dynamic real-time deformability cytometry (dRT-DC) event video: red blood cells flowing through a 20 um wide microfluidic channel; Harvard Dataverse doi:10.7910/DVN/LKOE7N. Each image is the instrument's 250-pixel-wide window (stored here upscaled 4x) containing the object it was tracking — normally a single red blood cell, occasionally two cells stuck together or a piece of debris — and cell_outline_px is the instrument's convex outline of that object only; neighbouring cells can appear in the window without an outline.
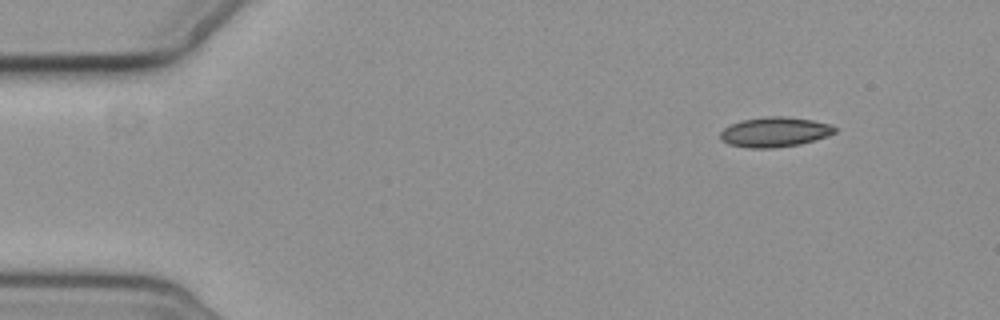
{"species": "common noctule bat (a hibernating species)", "species_latin": "Nyctalus noctula", "temperature_condition": "cold", "stored_images_in_passage": 4, "camera_frame_rate_fps": 3000, "um_per_image_px": 0.085, "animal": {"sex": "female", "body_mass_g": 19.3, "forearm_length_mm": 54.1}, "frame": {"image": 1, "passage_image": 1, "time_ms": 0.0, "image_size_px": [1000, 320], "cell_outline_px": [[836, 132], [800, 144], [772, 148], [748, 148], [728, 144], [720, 140], [720, 132], [724, 128], [740, 120], [764, 116], [784, 116], [812, 120], [832, 124], [836, 128]], "centroid_in_image_um": [65.81, 11.21], "position_along_channel_um": 19.2, "area_um2": 19.94}}
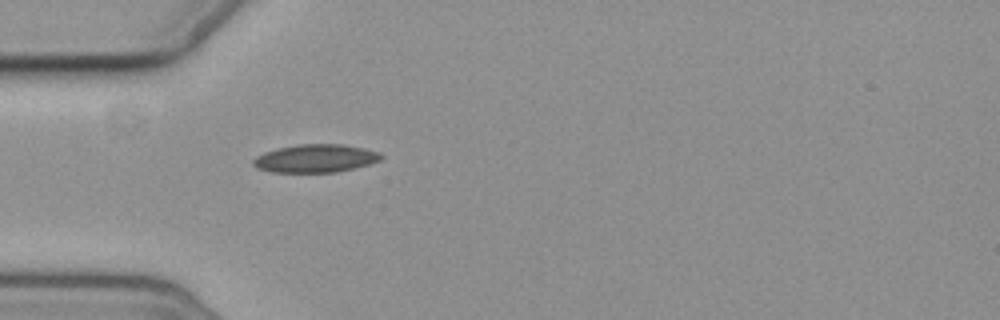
{"frame": {"image": 2, "passage_image": 4, "time_ms": 3.667, "image_size_px": [1000, 320], "cell_outline_px": [[384, 156], [380, 160], [368, 164], [336, 172], [272, 172], [256, 168], [252, 164], [252, 160], [256, 156], [264, 152], [276, 148], [296, 144], [344, 144], [364, 148], [380, 152]], "centroid_in_image_um": [26.79, 13.45], "position_along_channel_um": 58.2, "area_um2": 21.04}}